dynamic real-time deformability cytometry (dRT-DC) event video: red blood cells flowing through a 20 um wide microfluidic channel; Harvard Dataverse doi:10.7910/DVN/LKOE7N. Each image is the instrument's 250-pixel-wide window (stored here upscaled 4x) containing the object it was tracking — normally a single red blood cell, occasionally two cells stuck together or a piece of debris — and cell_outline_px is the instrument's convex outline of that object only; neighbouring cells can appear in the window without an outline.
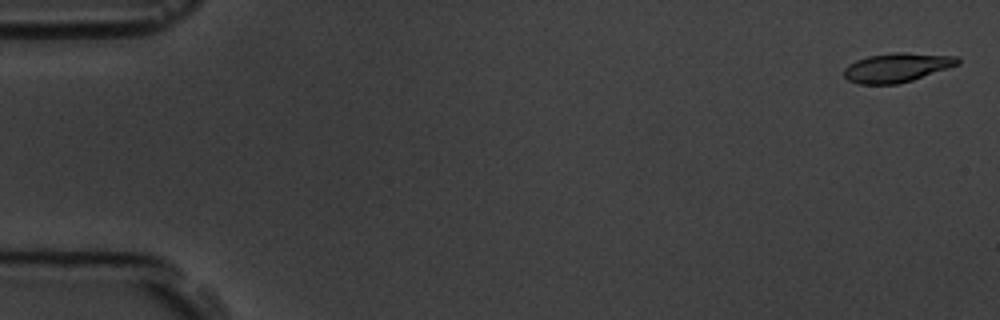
{"species": "common noctule bat (a hibernating species)", "species_latin": "Nyctalus noctula", "temperature_condition": "room temperature", "stored_images_in_passage": 6, "camera_frame_rate_fps": 3000, "um_per_image_px": 0.085, "animal": {"sex": "male", "body_mass_g": 19.5, "forearm_length_mm": 54.6}, "frame": {"image": 1, "passage_image": 1, "time_ms": 0.0, "image_size_px": [1000, 320], "cell_outline_px": [[960, 64], [912, 80], [896, 84], [860, 84], [848, 80], [844, 76], [844, 68], [848, 64], [856, 60], [868, 56], [896, 52], [904, 52], [956, 56], [960, 60]], "centroid_in_image_um": [76.23, 5.73], "position_along_channel_um": 8.8, "area_um2": 19.25}}
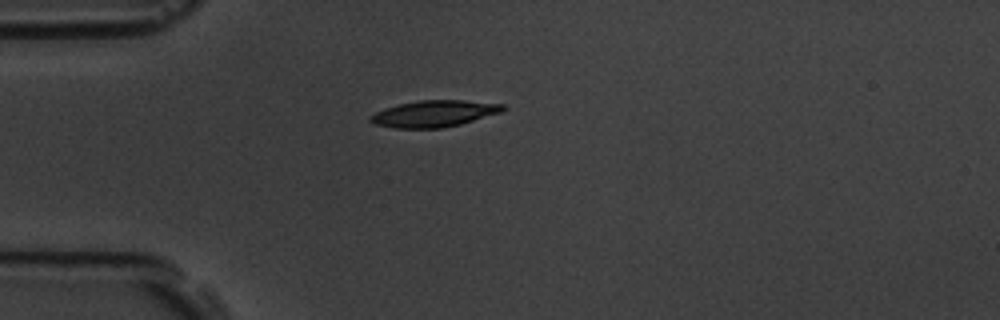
{"frame": {"image": 2, "passage_image": 5, "time_ms": 4.667, "image_size_px": [1000, 320], "cell_outline_px": [[508, 108], [500, 112], [460, 124], [440, 128], [392, 128], [376, 124], [368, 120], [368, 116], [384, 108], [400, 104], [420, 100], [464, 100], [504, 104]], "centroid_in_image_um": [36.88, 9.65], "position_along_channel_um": 48.1, "area_um2": 20.4}}